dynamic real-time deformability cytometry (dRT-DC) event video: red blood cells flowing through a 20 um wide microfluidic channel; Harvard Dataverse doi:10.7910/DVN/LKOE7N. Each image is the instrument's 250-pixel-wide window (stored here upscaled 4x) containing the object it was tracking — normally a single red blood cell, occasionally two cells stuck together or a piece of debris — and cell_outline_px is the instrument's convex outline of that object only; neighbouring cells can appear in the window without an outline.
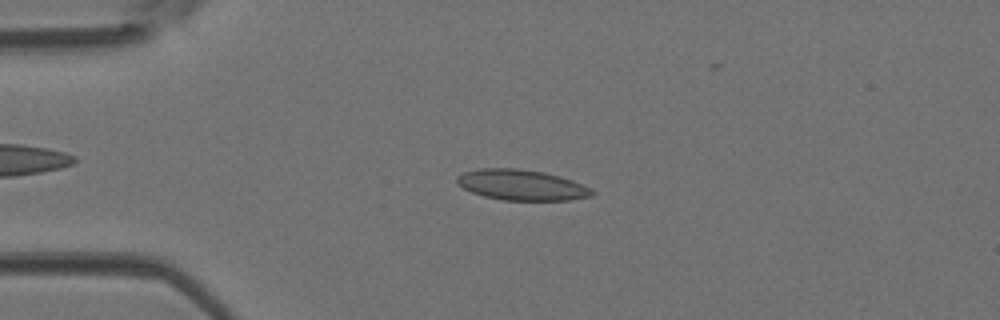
{"species": "Egyptian fruit bat (a non-hibernating species)", "species_latin": "Rousettus aegyptiacus", "temperature_condition": "room temperature", "stored_images_in_passage": 39, "camera_frame_rate_fps": 3000, "um_per_image_px": 0.085, "animal": {"sex": "female"}, "frame": {"image": 1, "passage_image": 6, "time_ms": 1.667, "image_size_px": [1000, 320], "cell_outline_px": [[596, 192], [592, 196], [568, 200], [504, 200], [484, 196], [472, 192], [464, 188], [456, 180], [456, 176], [464, 172], [480, 168], [516, 168], [544, 172], [560, 176], [572, 180]], "centroid_in_image_um": [44.33, 15.72], "position_along_channel_um": 40.7, "area_um2": 23.87}}
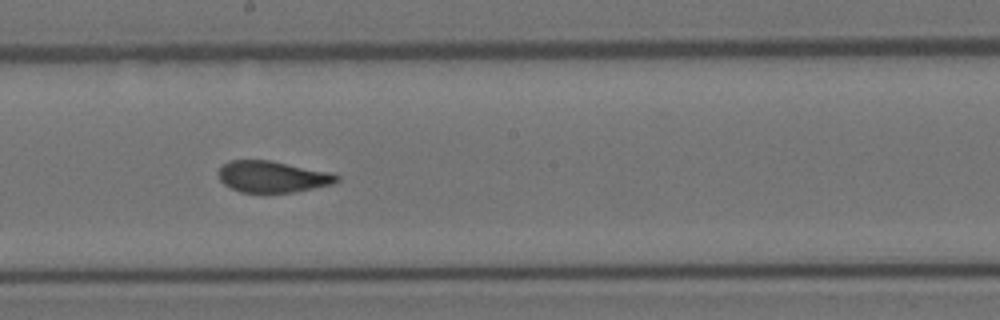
{"frame": {"image": 2, "passage_image": 20, "time_ms": 6.333, "image_size_px": [1000, 320], "cell_outline_px": [[340, 180], [332, 184], [296, 192], [240, 192], [224, 184], [220, 180], [216, 172], [228, 160], [268, 160], [332, 172], [340, 176]], "centroid_in_image_um": [23.17, 15.01], "position_along_channel_um": 225.0, "area_um2": 21.73}}
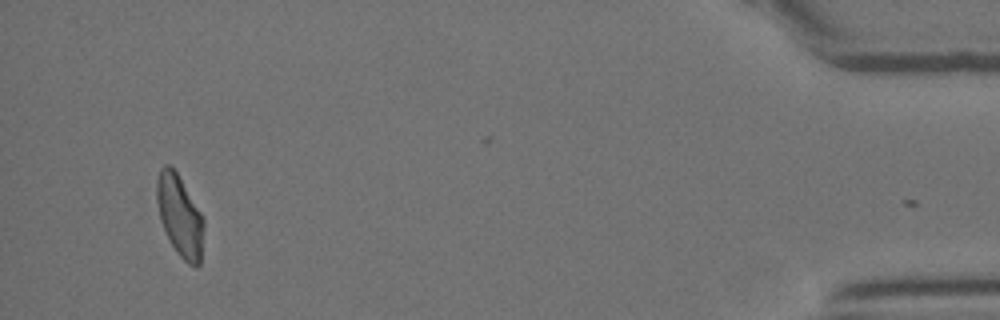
{"frame": {"image": 3, "passage_image": 38, "time_ms": 12.333, "image_size_px": [1000, 320], "cell_outline_px": [[204, 228], [200, 264], [196, 268], [188, 264], [176, 252], [160, 220], [156, 200], [156, 180], [160, 168], [164, 164], [168, 164], [176, 172], [200, 212], [204, 220]], "centroid_in_image_um": [15.27, 18.36], "position_along_channel_um": 419.9, "area_um2": 22.08}}